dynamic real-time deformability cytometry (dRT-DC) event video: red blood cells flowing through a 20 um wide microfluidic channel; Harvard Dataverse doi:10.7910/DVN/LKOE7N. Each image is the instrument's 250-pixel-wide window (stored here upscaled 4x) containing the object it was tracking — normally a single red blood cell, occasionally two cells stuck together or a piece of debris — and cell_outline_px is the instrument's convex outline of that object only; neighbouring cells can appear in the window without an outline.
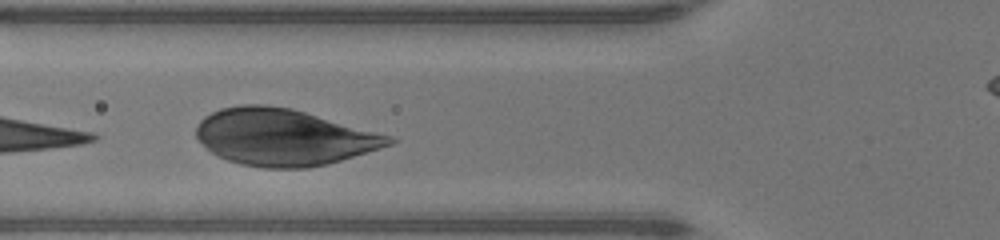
{"species": "human", "species_latin": "Homo sapiens", "temperature_condition": "warm", "stored_images_in_passage": 10, "camera_frame_rate_fps": 3000, "um_per_image_px": 0.085, "donor": {"sex": "male"}, "frame": {"image": 1, "passage_image": 4, "time_ms": 1.0, "image_size_px": [1000, 240], "cell_outline_px": [[396, 140], [392, 144], [380, 148], [328, 164], [308, 168], [264, 168], [240, 164], [228, 160], [212, 152], [196, 136], [196, 128], [200, 120], [204, 116], [220, 108], [240, 104], [264, 104], [292, 108], [392, 136]], "centroid_in_image_um": [24.1, 11.65], "position_along_channel_um": 101.7, "area_um2": 63.41}}